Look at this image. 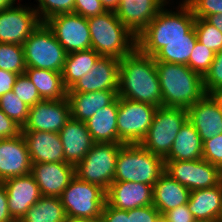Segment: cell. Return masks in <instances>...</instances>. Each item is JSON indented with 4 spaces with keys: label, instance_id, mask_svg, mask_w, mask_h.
<instances>
[{
    "label": "cell",
    "instance_id": "cell-1",
    "mask_svg": "<svg viewBox=\"0 0 222 222\" xmlns=\"http://www.w3.org/2000/svg\"><path fill=\"white\" fill-rule=\"evenodd\" d=\"M118 97L155 107L162 106V93L155 59L137 48L120 59Z\"/></svg>",
    "mask_w": 222,
    "mask_h": 222
},
{
    "label": "cell",
    "instance_id": "cell-2",
    "mask_svg": "<svg viewBox=\"0 0 222 222\" xmlns=\"http://www.w3.org/2000/svg\"><path fill=\"white\" fill-rule=\"evenodd\" d=\"M177 9L173 12L163 7L137 35V49L141 53L154 57L169 41L198 40L196 18L190 7L183 1Z\"/></svg>",
    "mask_w": 222,
    "mask_h": 222
},
{
    "label": "cell",
    "instance_id": "cell-3",
    "mask_svg": "<svg viewBox=\"0 0 222 222\" xmlns=\"http://www.w3.org/2000/svg\"><path fill=\"white\" fill-rule=\"evenodd\" d=\"M162 106L188 109L205 95L203 77L187 65L155 62Z\"/></svg>",
    "mask_w": 222,
    "mask_h": 222
},
{
    "label": "cell",
    "instance_id": "cell-4",
    "mask_svg": "<svg viewBox=\"0 0 222 222\" xmlns=\"http://www.w3.org/2000/svg\"><path fill=\"white\" fill-rule=\"evenodd\" d=\"M87 20L91 49L100 56L120 60L137 48V37L118 19L114 11H106Z\"/></svg>",
    "mask_w": 222,
    "mask_h": 222
},
{
    "label": "cell",
    "instance_id": "cell-5",
    "mask_svg": "<svg viewBox=\"0 0 222 222\" xmlns=\"http://www.w3.org/2000/svg\"><path fill=\"white\" fill-rule=\"evenodd\" d=\"M165 172V162L141 144H124L119 150L114 182H136L154 186Z\"/></svg>",
    "mask_w": 222,
    "mask_h": 222
},
{
    "label": "cell",
    "instance_id": "cell-6",
    "mask_svg": "<svg viewBox=\"0 0 222 222\" xmlns=\"http://www.w3.org/2000/svg\"><path fill=\"white\" fill-rule=\"evenodd\" d=\"M22 46L26 68L62 73L67 53L46 23L41 22Z\"/></svg>",
    "mask_w": 222,
    "mask_h": 222
},
{
    "label": "cell",
    "instance_id": "cell-7",
    "mask_svg": "<svg viewBox=\"0 0 222 222\" xmlns=\"http://www.w3.org/2000/svg\"><path fill=\"white\" fill-rule=\"evenodd\" d=\"M60 200L66 217L99 221L106 203V191L75 175Z\"/></svg>",
    "mask_w": 222,
    "mask_h": 222
},
{
    "label": "cell",
    "instance_id": "cell-8",
    "mask_svg": "<svg viewBox=\"0 0 222 222\" xmlns=\"http://www.w3.org/2000/svg\"><path fill=\"white\" fill-rule=\"evenodd\" d=\"M123 145L94 143L90 151L75 166V175L107 191L114 182L116 161Z\"/></svg>",
    "mask_w": 222,
    "mask_h": 222
},
{
    "label": "cell",
    "instance_id": "cell-9",
    "mask_svg": "<svg viewBox=\"0 0 222 222\" xmlns=\"http://www.w3.org/2000/svg\"><path fill=\"white\" fill-rule=\"evenodd\" d=\"M186 120L187 110L184 108L158 107L149 131L140 144L151 153L165 159Z\"/></svg>",
    "mask_w": 222,
    "mask_h": 222
},
{
    "label": "cell",
    "instance_id": "cell-10",
    "mask_svg": "<svg viewBox=\"0 0 222 222\" xmlns=\"http://www.w3.org/2000/svg\"><path fill=\"white\" fill-rule=\"evenodd\" d=\"M157 107L118 97L119 144H140L146 137Z\"/></svg>",
    "mask_w": 222,
    "mask_h": 222
},
{
    "label": "cell",
    "instance_id": "cell-11",
    "mask_svg": "<svg viewBox=\"0 0 222 222\" xmlns=\"http://www.w3.org/2000/svg\"><path fill=\"white\" fill-rule=\"evenodd\" d=\"M164 162L165 173L190 191L212 188L222 182V170L204 159Z\"/></svg>",
    "mask_w": 222,
    "mask_h": 222
},
{
    "label": "cell",
    "instance_id": "cell-12",
    "mask_svg": "<svg viewBox=\"0 0 222 222\" xmlns=\"http://www.w3.org/2000/svg\"><path fill=\"white\" fill-rule=\"evenodd\" d=\"M45 23L67 54L91 49L87 18L76 13H66L55 15Z\"/></svg>",
    "mask_w": 222,
    "mask_h": 222
},
{
    "label": "cell",
    "instance_id": "cell-13",
    "mask_svg": "<svg viewBox=\"0 0 222 222\" xmlns=\"http://www.w3.org/2000/svg\"><path fill=\"white\" fill-rule=\"evenodd\" d=\"M21 6L0 10V43L23 45L41 24L34 8Z\"/></svg>",
    "mask_w": 222,
    "mask_h": 222
},
{
    "label": "cell",
    "instance_id": "cell-14",
    "mask_svg": "<svg viewBox=\"0 0 222 222\" xmlns=\"http://www.w3.org/2000/svg\"><path fill=\"white\" fill-rule=\"evenodd\" d=\"M70 118V104L67 98L42 100L29 108L27 121L21 131L59 133Z\"/></svg>",
    "mask_w": 222,
    "mask_h": 222
},
{
    "label": "cell",
    "instance_id": "cell-15",
    "mask_svg": "<svg viewBox=\"0 0 222 222\" xmlns=\"http://www.w3.org/2000/svg\"><path fill=\"white\" fill-rule=\"evenodd\" d=\"M120 60L100 56L87 74L73 84L67 93H87L102 90L118 91Z\"/></svg>",
    "mask_w": 222,
    "mask_h": 222
},
{
    "label": "cell",
    "instance_id": "cell-16",
    "mask_svg": "<svg viewBox=\"0 0 222 222\" xmlns=\"http://www.w3.org/2000/svg\"><path fill=\"white\" fill-rule=\"evenodd\" d=\"M2 184L7 190L9 212L16 222L42 197L31 173L6 179Z\"/></svg>",
    "mask_w": 222,
    "mask_h": 222
},
{
    "label": "cell",
    "instance_id": "cell-17",
    "mask_svg": "<svg viewBox=\"0 0 222 222\" xmlns=\"http://www.w3.org/2000/svg\"><path fill=\"white\" fill-rule=\"evenodd\" d=\"M32 163L24 136L0 139V181L31 173Z\"/></svg>",
    "mask_w": 222,
    "mask_h": 222
},
{
    "label": "cell",
    "instance_id": "cell-18",
    "mask_svg": "<svg viewBox=\"0 0 222 222\" xmlns=\"http://www.w3.org/2000/svg\"><path fill=\"white\" fill-rule=\"evenodd\" d=\"M31 174L42 196L60 197L75 176V166L62 162L36 163L32 164Z\"/></svg>",
    "mask_w": 222,
    "mask_h": 222
},
{
    "label": "cell",
    "instance_id": "cell-19",
    "mask_svg": "<svg viewBox=\"0 0 222 222\" xmlns=\"http://www.w3.org/2000/svg\"><path fill=\"white\" fill-rule=\"evenodd\" d=\"M106 203L121 210L153 205V186L136 182H113L106 191Z\"/></svg>",
    "mask_w": 222,
    "mask_h": 222
},
{
    "label": "cell",
    "instance_id": "cell-20",
    "mask_svg": "<svg viewBox=\"0 0 222 222\" xmlns=\"http://www.w3.org/2000/svg\"><path fill=\"white\" fill-rule=\"evenodd\" d=\"M187 120L196 128L202 141L222 134V110L211 95H205L187 109Z\"/></svg>",
    "mask_w": 222,
    "mask_h": 222
},
{
    "label": "cell",
    "instance_id": "cell-21",
    "mask_svg": "<svg viewBox=\"0 0 222 222\" xmlns=\"http://www.w3.org/2000/svg\"><path fill=\"white\" fill-rule=\"evenodd\" d=\"M170 1V0H169ZM167 0H120L118 19L137 37L166 4Z\"/></svg>",
    "mask_w": 222,
    "mask_h": 222
},
{
    "label": "cell",
    "instance_id": "cell-22",
    "mask_svg": "<svg viewBox=\"0 0 222 222\" xmlns=\"http://www.w3.org/2000/svg\"><path fill=\"white\" fill-rule=\"evenodd\" d=\"M25 138L30 160L36 163H66L59 133L45 131H21Z\"/></svg>",
    "mask_w": 222,
    "mask_h": 222
},
{
    "label": "cell",
    "instance_id": "cell-23",
    "mask_svg": "<svg viewBox=\"0 0 222 222\" xmlns=\"http://www.w3.org/2000/svg\"><path fill=\"white\" fill-rule=\"evenodd\" d=\"M66 163L76 166L90 151L94 141L86 123L70 118L59 131Z\"/></svg>",
    "mask_w": 222,
    "mask_h": 222
},
{
    "label": "cell",
    "instance_id": "cell-24",
    "mask_svg": "<svg viewBox=\"0 0 222 222\" xmlns=\"http://www.w3.org/2000/svg\"><path fill=\"white\" fill-rule=\"evenodd\" d=\"M187 206L197 222H220L222 182L212 188L190 191Z\"/></svg>",
    "mask_w": 222,
    "mask_h": 222
},
{
    "label": "cell",
    "instance_id": "cell-25",
    "mask_svg": "<svg viewBox=\"0 0 222 222\" xmlns=\"http://www.w3.org/2000/svg\"><path fill=\"white\" fill-rule=\"evenodd\" d=\"M118 98V91L102 90L87 93H67L71 118L86 122L100 108L112 104Z\"/></svg>",
    "mask_w": 222,
    "mask_h": 222
},
{
    "label": "cell",
    "instance_id": "cell-26",
    "mask_svg": "<svg viewBox=\"0 0 222 222\" xmlns=\"http://www.w3.org/2000/svg\"><path fill=\"white\" fill-rule=\"evenodd\" d=\"M190 190L163 173L153 186V206L163 213L187 204Z\"/></svg>",
    "mask_w": 222,
    "mask_h": 222
},
{
    "label": "cell",
    "instance_id": "cell-27",
    "mask_svg": "<svg viewBox=\"0 0 222 222\" xmlns=\"http://www.w3.org/2000/svg\"><path fill=\"white\" fill-rule=\"evenodd\" d=\"M117 115L118 98L112 104L100 108L85 122L94 143L119 144Z\"/></svg>",
    "mask_w": 222,
    "mask_h": 222
},
{
    "label": "cell",
    "instance_id": "cell-28",
    "mask_svg": "<svg viewBox=\"0 0 222 222\" xmlns=\"http://www.w3.org/2000/svg\"><path fill=\"white\" fill-rule=\"evenodd\" d=\"M203 156V141L196 128L186 120L164 161L199 160Z\"/></svg>",
    "mask_w": 222,
    "mask_h": 222
},
{
    "label": "cell",
    "instance_id": "cell-29",
    "mask_svg": "<svg viewBox=\"0 0 222 222\" xmlns=\"http://www.w3.org/2000/svg\"><path fill=\"white\" fill-rule=\"evenodd\" d=\"M25 74L33 82L43 100H61L67 98V89L61 72L26 68Z\"/></svg>",
    "mask_w": 222,
    "mask_h": 222
},
{
    "label": "cell",
    "instance_id": "cell-30",
    "mask_svg": "<svg viewBox=\"0 0 222 222\" xmlns=\"http://www.w3.org/2000/svg\"><path fill=\"white\" fill-rule=\"evenodd\" d=\"M99 57L100 55L93 49L67 54L62 71L65 88L68 90L81 77L91 71Z\"/></svg>",
    "mask_w": 222,
    "mask_h": 222
},
{
    "label": "cell",
    "instance_id": "cell-31",
    "mask_svg": "<svg viewBox=\"0 0 222 222\" xmlns=\"http://www.w3.org/2000/svg\"><path fill=\"white\" fill-rule=\"evenodd\" d=\"M66 213L60 197L42 196L19 222H65Z\"/></svg>",
    "mask_w": 222,
    "mask_h": 222
},
{
    "label": "cell",
    "instance_id": "cell-32",
    "mask_svg": "<svg viewBox=\"0 0 222 222\" xmlns=\"http://www.w3.org/2000/svg\"><path fill=\"white\" fill-rule=\"evenodd\" d=\"M197 40L169 41L155 56V62L184 64L188 66L190 55Z\"/></svg>",
    "mask_w": 222,
    "mask_h": 222
},
{
    "label": "cell",
    "instance_id": "cell-33",
    "mask_svg": "<svg viewBox=\"0 0 222 222\" xmlns=\"http://www.w3.org/2000/svg\"><path fill=\"white\" fill-rule=\"evenodd\" d=\"M0 69L24 74L26 70L23 46L0 43Z\"/></svg>",
    "mask_w": 222,
    "mask_h": 222
},
{
    "label": "cell",
    "instance_id": "cell-34",
    "mask_svg": "<svg viewBox=\"0 0 222 222\" xmlns=\"http://www.w3.org/2000/svg\"><path fill=\"white\" fill-rule=\"evenodd\" d=\"M30 106L21 101L13 91L0 97V110L12 119L21 128L26 123Z\"/></svg>",
    "mask_w": 222,
    "mask_h": 222
},
{
    "label": "cell",
    "instance_id": "cell-35",
    "mask_svg": "<svg viewBox=\"0 0 222 222\" xmlns=\"http://www.w3.org/2000/svg\"><path fill=\"white\" fill-rule=\"evenodd\" d=\"M194 29L200 43L215 53L222 50V32L210 24L205 18H196Z\"/></svg>",
    "mask_w": 222,
    "mask_h": 222
},
{
    "label": "cell",
    "instance_id": "cell-36",
    "mask_svg": "<svg viewBox=\"0 0 222 222\" xmlns=\"http://www.w3.org/2000/svg\"><path fill=\"white\" fill-rule=\"evenodd\" d=\"M38 7H34L38 18L45 23L49 18L66 13H74L75 0H36Z\"/></svg>",
    "mask_w": 222,
    "mask_h": 222
},
{
    "label": "cell",
    "instance_id": "cell-37",
    "mask_svg": "<svg viewBox=\"0 0 222 222\" xmlns=\"http://www.w3.org/2000/svg\"><path fill=\"white\" fill-rule=\"evenodd\" d=\"M215 54L216 53L213 50L208 49L197 40L189 58L188 67L204 77L210 69Z\"/></svg>",
    "mask_w": 222,
    "mask_h": 222
},
{
    "label": "cell",
    "instance_id": "cell-38",
    "mask_svg": "<svg viewBox=\"0 0 222 222\" xmlns=\"http://www.w3.org/2000/svg\"><path fill=\"white\" fill-rule=\"evenodd\" d=\"M12 91L21 101L30 107L43 100L37 88L25 73L17 76Z\"/></svg>",
    "mask_w": 222,
    "mask_h": 222
},
{
    "label": "cell",
    "instance_id": "cell-39",
    "mask_svg": "<svg viewBox=\"0 0 222 222\" xmlns=\"http://www.w3.org/2000/svg\"><path fill=\"white\" fill-rule=\"evenodd\" d=\"M203 86L207 95L222 88V50L215 54L209 71L203 77Z\"/></svg>",
    "mask_w": 222,
    "mask_h": 222
},
{
    "label": "cell",
    "instance_id": "cell-40",
    "mask_svg": "<svg viewBox=\"0 0 222 222\" xmlns=\"http://www.w3.org/2000/svg\"><path fill=\"white\" fill-rule=\"evenodd\" d=\"M195 18H206L212 14H222V0H183Z\"/></svg>",
    "mask_w": 222,
    "mask_h": 222
},
{
    "label": "cell",
    "instance_id": "cell-41",
    "mask_svg": "<svg viewBox=\"0 0 222 222\" xmlns=\"http://www.w3.org/2000/svg\"><path fill=\"white\" fill-rule=\"evenodd\" d=\"M202 159L222 170V134L203 141Z\"/></svg>",
    "mask_w": 222,
    "mask_h": 222
},
{
    "label": "cell",
    "instance_id": "cell-42",
    "mask_svg": "<svg viewBox=\"0 0 222 222\" xmlns=\"http://www.w3.org/2000/svg\"><path fill=\"white\" fill-rule=\"evenodd\" d=\"M106 12L100 0H75L74 13L85 18Z\"/></svg>",
    "mask_w": 222,
    "mask_h": 222
},
{
    "label": "cell",
    "instance_id": "cell-43",
    "mask_svg": "<svg viewBox=\"0 0 222 222\" xmlns=\"http://www.w3.org/2000/svg\"><path fill=\"white\" fill-rule=\"evenodd\" d=\"M128 215L129 222H157L161 217L153 205L128 210Z\"/></svg>",
    "mask_w": 222,
    "mask_h": 222
},
{
    "label": "cell",
    "instance_id": "cell-44",
    "mask_svg": "<svg viewBox=\"0 0 222 222\" xmlns=\"http://www.w3.org/2000/svg\"><path fill=\"white\" fill-rule=\"evenodd\" d=\"M166 222H197L187 204L169 210L161 215Z\"/></svg>",
    "mask_w": 222,
    "mask_h": 222
},
{
    "label": "cell",
    "instance_id": "cell-45",
    "mask_svg": "<svg viewBox=\"0 0 222 222\" xmlns=\"http://www.w3.org/2000/svg\"><path fill=\"white\" fill-rule=\"evenodd\" d=\"M21 133V127L0 110V139L12 138Z\"/></svg>",
    "mask_w": 222,
    "mask_h": 222
},
{
    "label": "cell",
    "instance_id": "cell-46",
    "mask_svg": "<svg viewBox=\"0 0 222 222\" xmlns=\"http://www.w3.org/2000/svg\"><path fill=\"white\" fill-rule=\"evenodd\" d=\"M99 222H129L128 210H121L105 203Z\"/></svg>",
    "mask_w": 222,
    "mask_h": 222
},
{
    "label": "cell",
    "instance_id": "cell-47",
    "mask_svg": "<svg viewBox=\"0 0 222 222\" xmlns=\"http://www.w3.org/2000/svg\"><path fill=\"white\" fill-rule=\"evenodd\" d=\"M18 74L0 69V97L13 90Z\"/></svg>",
    "mask_w": 222,
    "mask_h": 222
},
{
    "label": "cell",
    "instance_id": "cell-48",
    "mask_svg": "<svg viewBox=\"0 0 222 222\" xmlns=\"http://www.w3.org/2000/svg\"><path fill=\"white\" fill-rule=\"evenodd\" d=\"M0 222H16L8 209L7 190L3 186H0Z\"/></svg>",
    "mask_w": 222,
    "mask_h": 222
},
{
    "label": "cell",
    "instance_id": "cell-49",
    "mask_svg": "<svg viewBox=\"0 0 222 222\" xmlns=\"http://www.w3.org/2000/svg\"><path fill=\"white\" fill-rule=\"evenodd\" d=\"M205 19L222 32V14H212Z\"/></svg>",
    "mask_w": 222,
    "mask_h": 222
},
{
    "label": "cell",
    "instance_id": "cell-50",
    "mask_svg": "<svg viewBox=\"0 0 222 222\" xmlns=\"http://www.w3.org/2000/svg\"><path fill=\"white\" fill-rule=\"evenodd\" d=\"M106 11H116L119 7L120 0H100Z\"/></svg>",
    "mask_w": 222,
    "mask_h": 222
},
{
    "label": "cell",
    "instance_id": "cell-51",
    "mask_svg": "<svg viewBox=\"0 0 222 222\" xmlns=\"http://www.w3.org/2000/svg\"><path fill=\"white\" fill-rule=\"evenodd\" d=\"M214 100L219 104L221 110H222V88L215 90L210 94Z\"/></svg>",
    "mask_w": 222,
    "mask_h": 222
},
{
    "label": "cell",
    "instance_id": "cell-52",
    "mask_svg": "<svg viewBox=\"0 0 222 222\" xmlns=\"http://www.w3.org/2000/svg\"><path fill=\"white\" fill-rule=\"evenodd\" d=\"M16 0H0V10L13 7Z\"/></svg>",
    "mask_w": 222,
    "mask_h": 222
},
{
    "label": "cell",
    "instance_id": "cell-53",
    "mask_svg": "<svg viewBox=\"0 0 222 222\" xmlns=\"http://www.w3.org/2000/svg\"><path fill=\"white\" fill-rule=\"evenodd\" d=\"M65 222H99V221L88 220V219H80V218H69V217H66Z\"/></svg>",
    "mask_w": 222,
    "mask_h": 222
},
{
    "label": "cell",
    "instance_id": "cell-54",
    "mask_svg": "<svg viewBox=\"0 0 222 222\" xmlns=\"http://www.w3.org/2000/svg\"><path fill=\"white\" fill-rule=\"evenodd\" d=\"M157 222H166V221H165V220L163 219V217L161 216Z\"/></svg>",
    "mask_w": 222,
    "mask_h": 222
}]
</instances>
